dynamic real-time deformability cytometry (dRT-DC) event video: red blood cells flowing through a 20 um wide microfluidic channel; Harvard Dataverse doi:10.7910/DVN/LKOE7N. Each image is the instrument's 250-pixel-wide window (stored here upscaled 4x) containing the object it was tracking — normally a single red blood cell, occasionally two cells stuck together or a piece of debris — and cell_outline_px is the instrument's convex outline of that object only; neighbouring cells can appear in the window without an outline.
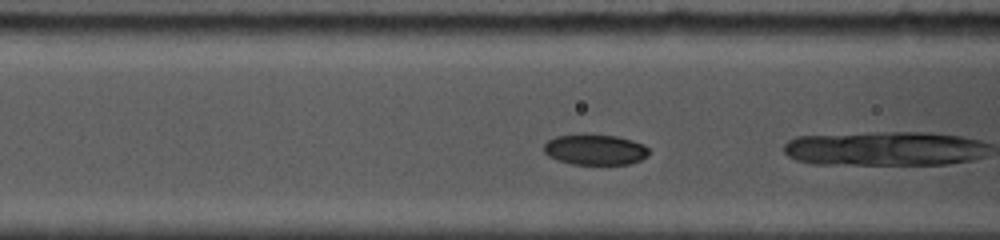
{"species": "common noctule bat (a hibernating species)", "species_latin": "Nyctalus noctula", "temperature_condition": "cold", "stored_images_in_passage": 79, "camera_frame_rate_fps": 5000, "um_per_image_px": 0.085, "animal": {"sex": "female", "body_mass_g": 19.0, "forearm_length_mm": 53.3}, "frame": {"image": 1, "passage_image": 10, "time_ms": 1.4, "image_size_px": [1000, 240], "cell_outline_px": [[648, 156], [640, 160], [628, 164], [572, 164], [548, 156], [544, 152], [544, 144], [548, 140], [556, 136], [576, 132], [580, 132], [616, 136], [632, 140], [644, 144], [648, 148]], "centroid_in_image_um": [50.56, 12.68], "position_along_channel_um": 116.0, "area_um2": 19.13}, "authors_computed_cell_mechanics": {"area_um2": 19.3052, "velocity_mm_per_s": 3.753, "shape_relaxation_time_tau1_ms": 2.645, "shape_relaxation_time_tau2_ms": null, "deformation_change_tau1": 0.0854, "deformation_change_tau2": null}}